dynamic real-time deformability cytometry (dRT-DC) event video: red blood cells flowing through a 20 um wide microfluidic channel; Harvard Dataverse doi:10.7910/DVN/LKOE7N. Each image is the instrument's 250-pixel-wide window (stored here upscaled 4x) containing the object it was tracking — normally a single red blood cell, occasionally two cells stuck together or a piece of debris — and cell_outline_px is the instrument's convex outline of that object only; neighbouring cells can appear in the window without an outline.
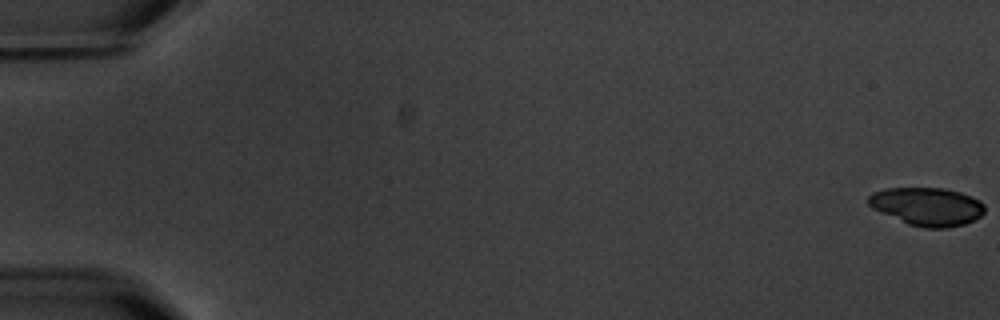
{"species": "common noctule bat (a hibernating species)", "species_latin": "Nyctalus noctula", "temperature_condition": "warm", "stored_images_in_passage": 6, "camera_frame_rate_fps": 3000, "um_per_image_px": 0.085, "animal": {"sex": "male", "body_mass_g": 20.1, "forearm_length_mm": 53.5}, "frame": {"image": 1, "passage_image": 1, "time_ms": 0.0, "image_size_px": [1000, 320], "cell_outline_px": [[984, 212], [980, 216], [964, 224], [948, 228], [924, 228], [908, 224], [872, 208], [868, 204], [868, 196], [872, 192], [884, 188], [944, 188], [960, 192], [972, 196], [980, 200], [984, 204]], "centroid_in_image_um": [78.8, 17.54], "position_along_channel_um": 6.2, "area_um2": 25.89}}
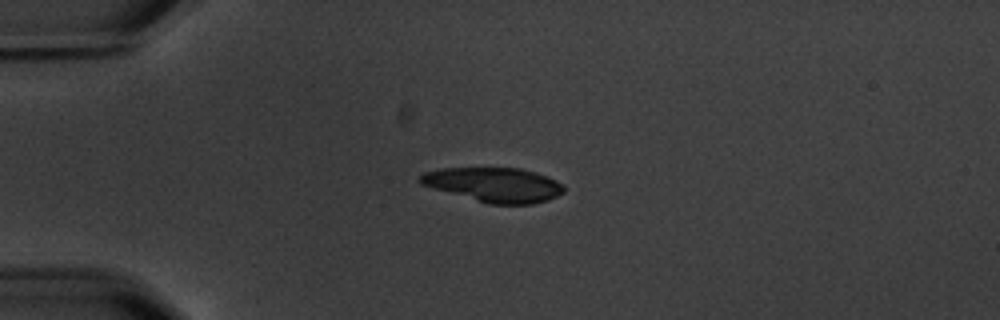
{"frame": {"image": 2, "passage_image": 5, "time_ms": 5.0, "image_size_px": [1000, 320], "cell_outline_px": [[564, 192], [548, 200], [532, 204], [488, 204], [432, 188], [420, 184], [416, 180], [424, 172], [440, 168], [520, 168], [536, 172], [548, 176], [564, 184]], "centroid_in_image_um": [41.99, 15.7], "position_along_channel_um": 43.0, "area_um2": 29.07}}